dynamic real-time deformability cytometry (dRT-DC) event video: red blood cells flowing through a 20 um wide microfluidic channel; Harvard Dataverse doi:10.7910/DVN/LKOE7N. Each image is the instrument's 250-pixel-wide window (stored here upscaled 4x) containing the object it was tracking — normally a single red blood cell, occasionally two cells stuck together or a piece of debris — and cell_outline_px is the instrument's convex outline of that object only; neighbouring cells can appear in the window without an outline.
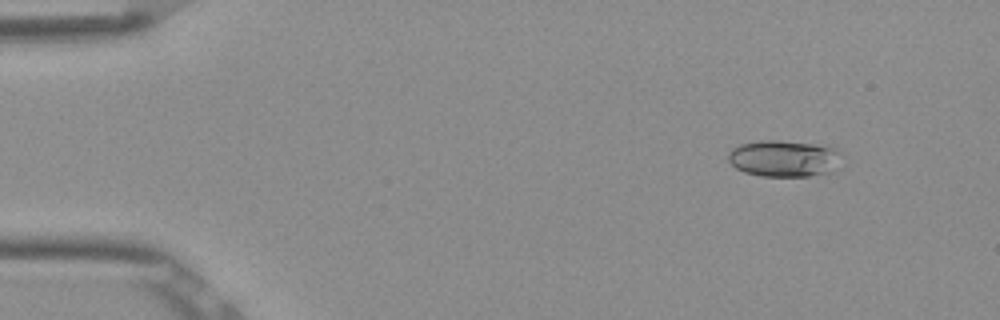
{"species": "Egyptian fruit bat (a non-hibernating species)", "species_latin": "Rousettus aegyptiacus", "temperature_condition": "room temperature", "stored_images_in_passage": 5, "camera_frame_rate_fps": 3000, "um_per_image_px": 0.085, "frame": {"image": 1, "passage_image": 2, "time_ms": 0.333, "image_size_px": [1000, 320], "cell_outline_px": [[836, 152], [832, 172], [808, 176], [760, 176], [744, 172], [736, 168], [728, 160], [728, 152], [732, 148], [740, 144], [760, 140], [780, 140], [828, 144]], "centroid_in_image_um": [66.54, 13.45], "position_along_channel_um": 18.5, "area_um2": 23.99}}